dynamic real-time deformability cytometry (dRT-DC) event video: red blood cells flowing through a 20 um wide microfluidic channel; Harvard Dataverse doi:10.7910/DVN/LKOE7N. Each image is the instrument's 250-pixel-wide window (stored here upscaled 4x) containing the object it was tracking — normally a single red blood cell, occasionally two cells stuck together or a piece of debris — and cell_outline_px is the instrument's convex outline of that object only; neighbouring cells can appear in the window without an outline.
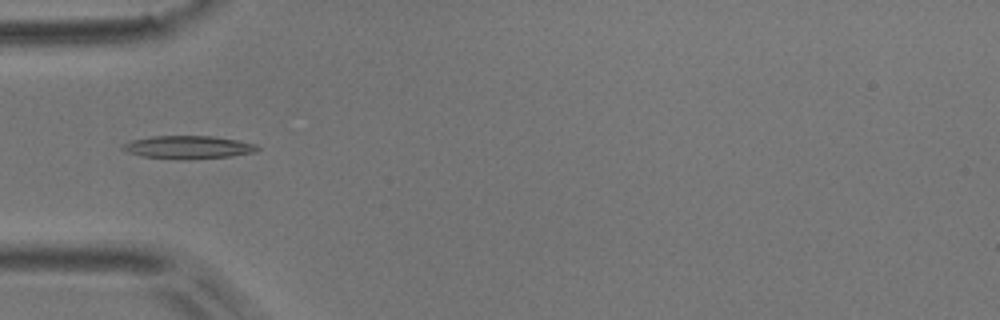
{"species": "common noctule bat (a hibernating species)", "species_latin": "Nyctalus noctula", "temperature_condition": "room temperature", "stored_images_in_passage": 6, "camera_frame_rate_fps": 3000, "um_per_image_px": 0.085, "animal": {"sex": "male", "body_mass_g": 17.9}, "frame": {"image": 1, "passage_image": 5, "time_ms": 1.333, "image_size_px": [1000, 320], "cell_outline_px": [[260, 148], [256, 152], [232, 156], [188, 160], [144, 156], [128, 152], [120, 148], [124, 144], [132, 140], [152, 136], [212, 136], [236, 140], [256, 144]], "centroid_in_image_um": [16.03, 12.52], "position_along_channel_um": 69.0, "area_um2": 17.98}}
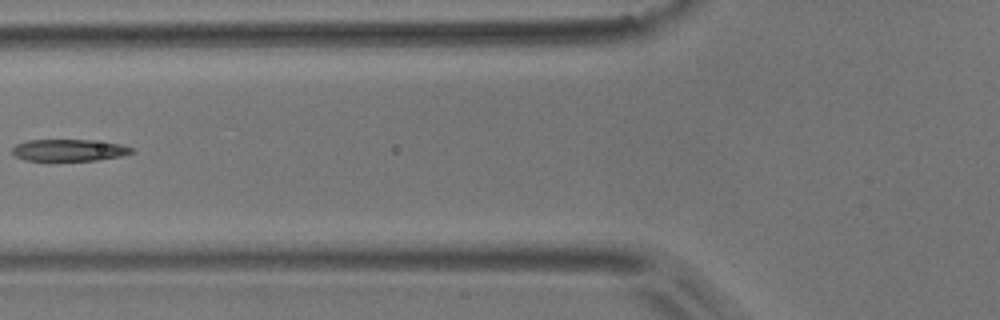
{"frame": {"image": 2, "passage_image": 6, "time_ms": 1.667, "image_size_px": [1000, 320], "cell_outline_px": [[136, 152], [120, 156], [96, 160], [24, 160], [16, 156], [12, 152], [12, 148], [16, 144], [28, 140], [92, 140], [120, 144], [136, 148]], "centroid_in_image_um": [5.91, 12.76], "position_along_channel_um": 119.9, "area_um2": 15.14}}